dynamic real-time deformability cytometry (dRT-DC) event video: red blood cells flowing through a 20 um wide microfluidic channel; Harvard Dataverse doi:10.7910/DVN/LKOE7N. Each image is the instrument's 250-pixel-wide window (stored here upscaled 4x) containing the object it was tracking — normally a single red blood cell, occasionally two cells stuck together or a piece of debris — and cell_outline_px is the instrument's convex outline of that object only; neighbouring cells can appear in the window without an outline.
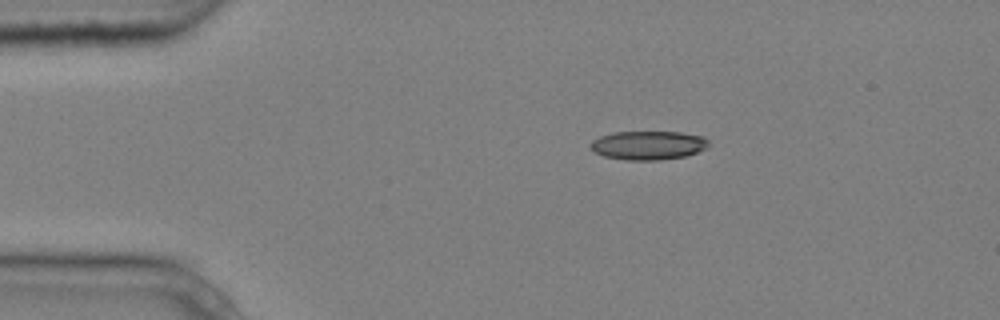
{"species": "common noctule bat (a hibernating species)", "species_latin": "Nyctalus noctula", "temperature_condition": "cold", "stored_images_in_passage": 3, "camera_frame_rate_fps": 3000, "um_per_image_px": 0.085, "animal": {"sex": "male", "body_mass_g": 20.4}, "frame": {"image": 1, "passage_image": 1, "time_ms": 0.0, "image_size_px": [1000, 320], "cell_outline_px": [[708, 148], [684, 156], [660, 160], [628, 160], [604, 156], [596, 152], [588, 144], [592, 140], [600, 136], [612, 132], [680, 132], [704, 136], [708, 140]], "centroid_in_image_um": [55.1, 12.34], "position_along_channel_um": 29.9, "area_um2": 19.83}}
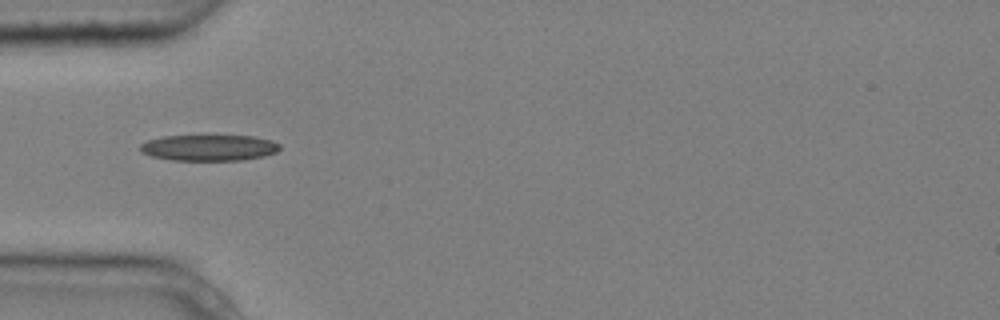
{"frame": {"image": 2, "passage_image": 3, "time_ms": 0.667, "image_size_px": [1000, 320], "cell_outline_px": [[280, 148], [276, 152], [264, 156], [240, 160], [172, 160], [152, 156], [144, 152], [140, 148], [140, 144], [148, 140], [160, 136], [252, 136], [272, 140], [280, 144]], "centroid_in_image_um": [17.78, 12.55], "position_along_channel_um": 67.2, "area_um2": 21.04}}